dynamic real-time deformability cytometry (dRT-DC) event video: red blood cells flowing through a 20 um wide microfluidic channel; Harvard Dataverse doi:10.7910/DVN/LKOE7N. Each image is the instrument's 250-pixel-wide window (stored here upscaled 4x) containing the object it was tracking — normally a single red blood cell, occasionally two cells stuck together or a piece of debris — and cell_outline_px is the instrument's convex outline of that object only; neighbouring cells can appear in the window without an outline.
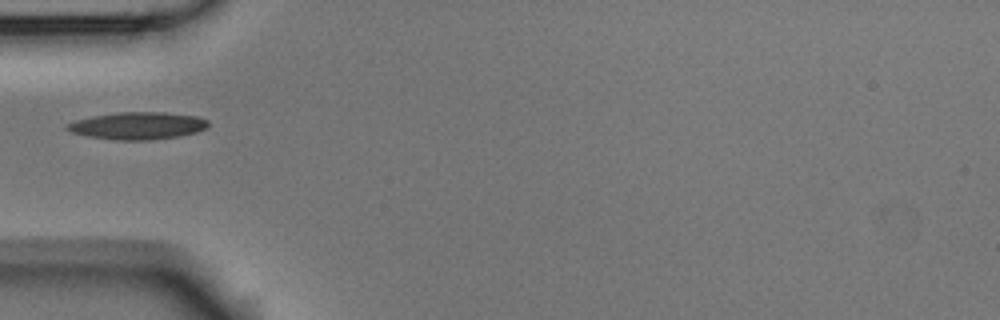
{"species": "Egyptian fruit bat (a non-hibernating species)", "species_latin": "Rousettus aegyptiacus", "temperature_condition": "room temperature", "stored_images_in_passage": 2, "camera_frame_rate_fps": 3000, "um_per_image_px": 0.085, "animal": {"sex": "male"}, "frame": {"image": 1, "passage_image": 1, "time_ms": 0.0, "image_size_px": [1000, 320], "cell_outline_px": [[208, 128], [196, 132], [180, 136], [152, 140], [116, 140], [88, 136], [72, 132], [64, 128], [64, 124], [76, 120], [92, 116], [120, 112], [164, 112], [196, 116], [208, 120]], "centroid_in_image_um": [11.7, 10.69], "position_along_channel_um": 73.3, "area_um2": 22.54}}
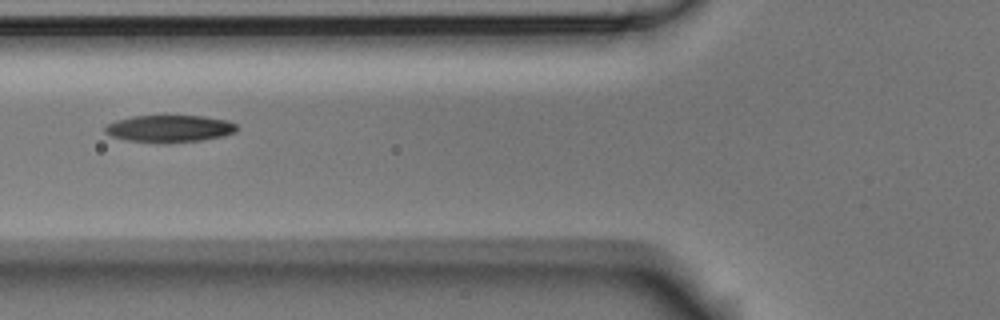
{"frame": {"image": 2, "passage_image": 2, "time_ms": 0.333, "image_size_px": [1000, 320], "cell_outline_px": [[236, 132], [224, 136], [200, 140], [128, 140], [112, 136], [104, 132], [104, 128], [108, 124], [116, 120], [132, 116], [204, 116], [228, 120], [236, 124]], "centroid_in_image_um": [14.44, 10.88], "position_along_channel_um": 111.4, "area_um2": 19.88}}